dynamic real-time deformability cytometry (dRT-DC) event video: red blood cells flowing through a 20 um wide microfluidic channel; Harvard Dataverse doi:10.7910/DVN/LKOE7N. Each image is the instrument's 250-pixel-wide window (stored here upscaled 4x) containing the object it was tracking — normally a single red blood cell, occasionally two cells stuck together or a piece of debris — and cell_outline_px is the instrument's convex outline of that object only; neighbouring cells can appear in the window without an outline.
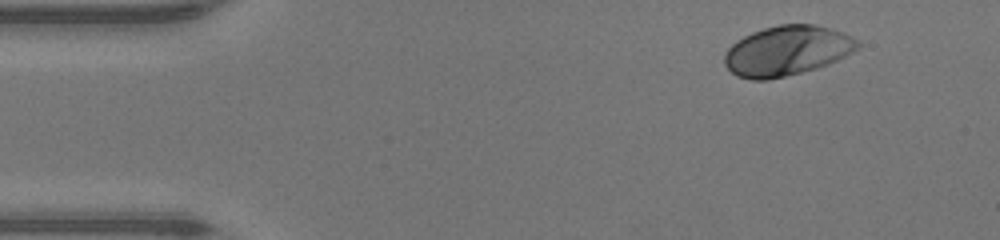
{"species": "human", "species_latin": "Homo sapiens", "temperature_condition": "warm", "stored_images_in_passage": 44, "camera_frame_rate_fps": 3000, "um_per_image_px": 0.085, "donor": {"sex": "male"}, "frame": {"image": 1, "passage_image": 1, "time_ms": 0.0, "image_size_px": [1000, 240], "cell_outline_px": [[860, 48], [836, 60], [816, 68], [768, 80], [752, 80], [736, 76], [724, 64], [724, 56], [728, 48], [736, 40], [752, 32], [764, 28], [780, 24], [816, 24], [852, 36], [860, 44]], "centroid_in_image_um": [66.86, 4.31], "position_along_channel_um": 18.1, "area_um2": 38.44}}
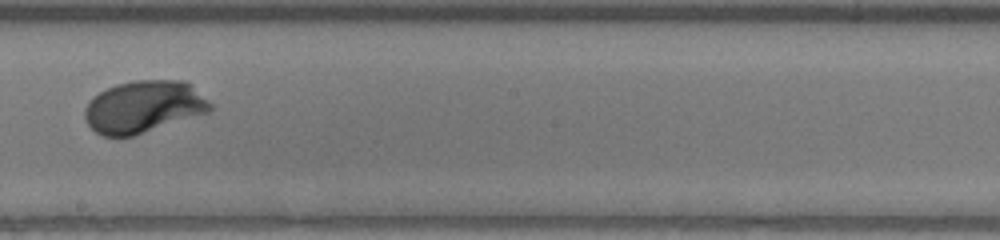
{"frame": {"image": 2, "passage_image": 23, "time_ms": 7.333, "image_size_px": [1000, 240], "cell_outline_px": [[212, 108], [208, 112], [132, 136], [104, 136], [96, 132], [88, 124], [84, 116], [84, 108], [88, 100], [92, 96], [116, 84], [136, 80], [184, 80], [192, 84], [212, 104]], "centroid_in_image_um": [12.2, 9.06], "position_along_channel_um": 236.0, "area_um2": 38.03}}
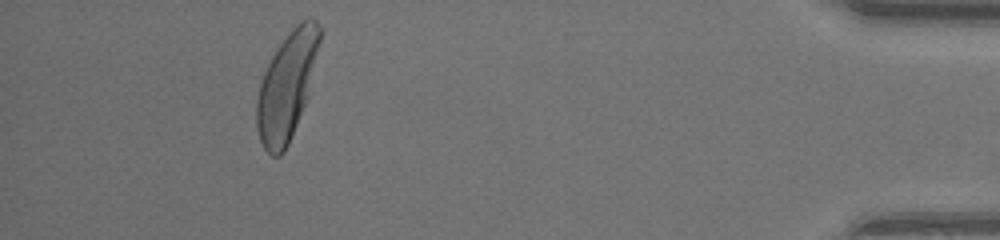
{"frame": {"image": 3, "passage_image": 40, "time_ms": 13.0, "image_size_px": [1000, 240], "cell_outline_px": [[320, 40], [304, 104], [288, 144], [284, 152], [280, 156], [272, 156], [264, 148], [260, 140], [256, 124], [256, 100], [260, 84], [264, 72], [276, 48], [292, 28], [300, 20], [308, 16], [312, 16], [316, 20], [320, 28]], "centroid_in_image_um": [24.35, 7.28], "position_along_channel_um": 410.9, "area_um2": 38.55}, "authors_computed_cell_mechanics": {"area_um2": 37.7145, "velocity_mm_per_s": 4.2626, "shape_relaxation_time_tau1_ms": 1.5012, "shape_relaxation_time_tau2_ms": null, "deformation_change_tau1": 0.1457, "deformation_change_tau2": null}}